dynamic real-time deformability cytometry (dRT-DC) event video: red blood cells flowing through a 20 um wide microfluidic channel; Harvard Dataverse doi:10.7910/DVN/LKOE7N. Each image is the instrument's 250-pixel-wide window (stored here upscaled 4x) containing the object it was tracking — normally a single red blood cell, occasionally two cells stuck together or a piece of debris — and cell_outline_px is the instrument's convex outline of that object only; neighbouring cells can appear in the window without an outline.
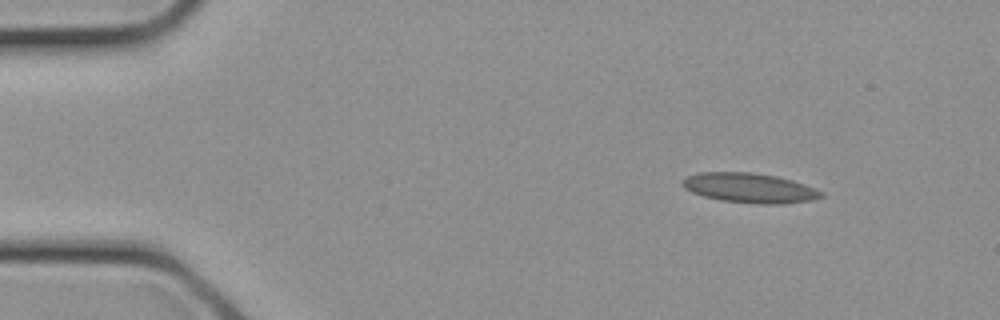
{"species": "common noctule bat (a hibernating species)", "species_latin": "Nyctalus noctula", "temperature_condition": "cold", "stored_images_in_passage": 2, "camera_frame_rate_fps": 3000, "um_per_image_px": 0.085, "animal": {"sex": "female", "body_mass_g": 21.9}, "frame": {"image": 1, "passage_image": 1, "time_ms": 0.0, "image_size_px": [1000, 320], "cell_outline_px": [[824, 196], [812, 200], [784, 204], [756, 204], [720, 200], [704, 196], [692, 192], [684, 188], [680, 184], [680, 180], [688, 176], [700, 172], [752, 172], [776, 176], [792, 180], [816, 188], [824, 192]], "centroid_in_image_um": [63.72, 15.98], "position_along_channel_um": 21.3, "area_um2": 24.28}}